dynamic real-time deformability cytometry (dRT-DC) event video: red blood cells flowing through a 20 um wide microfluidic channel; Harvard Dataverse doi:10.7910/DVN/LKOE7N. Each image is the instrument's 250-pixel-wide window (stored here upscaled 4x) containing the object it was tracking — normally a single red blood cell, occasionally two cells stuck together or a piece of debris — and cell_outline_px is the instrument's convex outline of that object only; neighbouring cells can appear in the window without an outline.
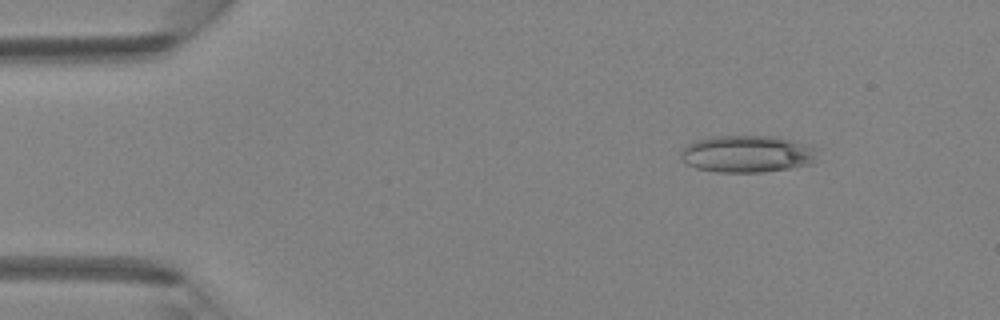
{"species": "Egyptian fruit bat (a non-hibernating species)", "species_latin": "Rousettus aegyptiacus", "temperature_condition": "room temperature", "stored_images_in_passage": 3, "camera_frame_rate_fps": 3000, "um_per_image_px": 0.085, "animal": {"sex": "female"}, "frame": {"image": 1, "passage_image": 1, "time_ms": 0.0, "image_size_px": [1000, 320], "cell_outline_px": [[820, 148], [816, 160], [812, 164], [792, 168], [764, 172], [716, 172], [696, 168], [688, 164], [680, 156], [680, 152], [688, 144], [696, 140], [716, 136], [776, 136], [792, 140]], "centroid_in_image_um": [63.59, 13.08], "position_along_channel_um": 21.4, "area_um2": 29.82}}
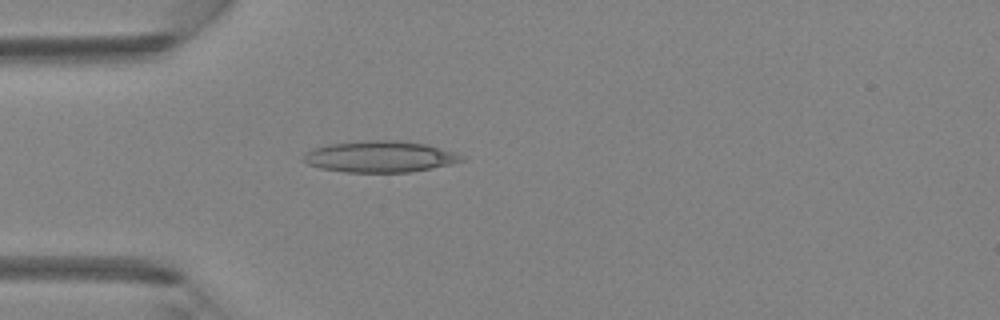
{"frame": {"image": 2, "passage_image": 3, "time_ms": 0.667, "image_size_px": [1000, 320], "cell_outline_px": [[464, 160], [448, 164], [408, 172], [344, 172], [320, 168], [308, 164], [304, 160], [304, 156], [312, 148], [328, 144], [368, 140], [396, 140], [428, 144], [456, 152], [464, 156]], "centroid_in_image_um": [32.3, 13.3], "position_along_channel_um": 52.7, "area_um2": 28.67}}